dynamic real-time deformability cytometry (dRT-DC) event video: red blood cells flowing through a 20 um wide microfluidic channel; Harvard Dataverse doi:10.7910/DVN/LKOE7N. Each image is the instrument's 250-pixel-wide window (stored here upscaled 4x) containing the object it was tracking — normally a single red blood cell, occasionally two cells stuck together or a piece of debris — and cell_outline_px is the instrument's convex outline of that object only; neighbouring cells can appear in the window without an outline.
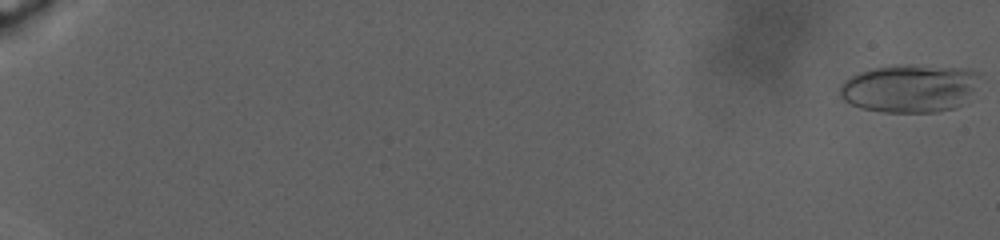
{"species": "human", "species_latin": "Homo sapiens", "temperature_condition": "warm", "stored_images_in_passage": 45, "camera_frame_rate_fps": 3000, "um_per_image_px": 0.085, "donor": {"sex": "male"}, "frame": {"image": 1, "passage_image": 1, "time_ms": 0.0, "image_size_px": [1000, 240], "cell_outline_px": [[980, 72], [972, 88], [960, 104], [952, 108], [936, 112], [884, 112], [860, 108], [844, 100], [840, 96], [840, 84], [844, 80], [860, 72], [872, 68], [892, 64], [912, 64], [968, 68]], "centroid_in_image_um": [77.25, 7.48], "position_along_channel_um": 7.7, "area_um2": 39.02}}
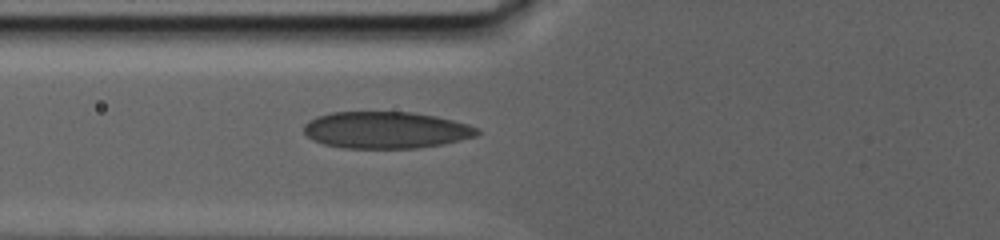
{"frame": {"image": 2, "passage_image": 40, "time_ms": 14.667, "image_size_px": [1000, 240], "cell_outline_px": [[480, 132], [476, 136], [444, 144], [416, 148], [344, 148], [324, 144], [312, 140], [304, 132], [304, 124], [308, 120], [316, 116], [332, 112], [412, 112], [436, 116], [468, 124], [476, 128]], "centroid_in_image_um": [32.78, 11.05], "position_along_channel_um": 93.0, "area_um2": 37.22}}
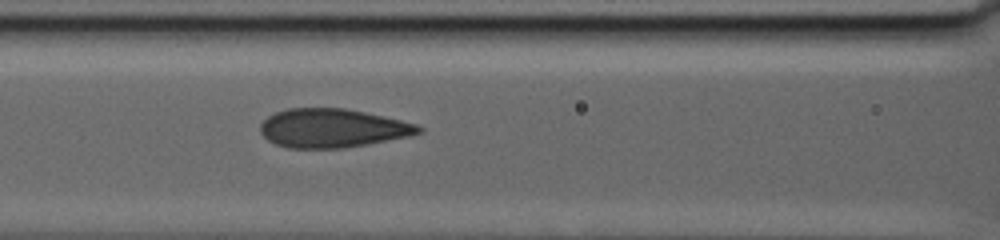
{"frame": {"image": 3, "passage_image": 45, "time_ms": 16.667, "image_size_px": [1000, 240], "cell_outline_px": [[424, 132], [412, 136], [368, 144], [344, 148], [288, 148], [276, 144], [268, 140], [260, 132], [260, 124], [268, 116], [276, 112], [288, 108], [344, 108], [384, 116], [416, 124], [424, 128]], "centroid_in_image_um": [28.29, 10.9], "position_along_channel_um": 138.3, "area_um2": 35.89}}